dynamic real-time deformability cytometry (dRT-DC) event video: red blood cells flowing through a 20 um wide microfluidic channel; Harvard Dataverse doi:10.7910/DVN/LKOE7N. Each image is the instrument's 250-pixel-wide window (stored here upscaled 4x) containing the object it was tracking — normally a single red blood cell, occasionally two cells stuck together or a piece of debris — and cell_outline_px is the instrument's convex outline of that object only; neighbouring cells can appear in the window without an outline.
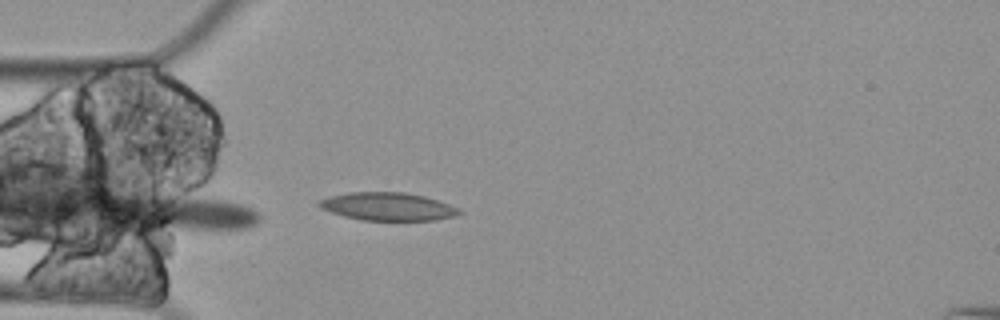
{"species": "Egyptian fruit bat (a non-hibernating species)", "species_latin": "Rousettus aegyptiacus", "temperature_condition": "cold", "stored_images_in_passage": 5, "camera_frame_rate_fps": 3000, "um_per_image_px": 0.085, "animal": {"sex": "female"}, "frame": {"image": 1, "passage_image": 5, "time_ms": 1.333, "image_size_px": [1000, 320], "cell_outline_px": [[464, 212], [452, 216], [432, 220], [360, 220], [344, 216], [320, 208], [316, 204], [320, 200], [328, 196], [348, 192], [404, 192], [424, 196], [448, 204]], "centroid_in_image_um": [32.9, 17.55], "position_along_channel_um": 52.1, "area_um2": 22.66}}